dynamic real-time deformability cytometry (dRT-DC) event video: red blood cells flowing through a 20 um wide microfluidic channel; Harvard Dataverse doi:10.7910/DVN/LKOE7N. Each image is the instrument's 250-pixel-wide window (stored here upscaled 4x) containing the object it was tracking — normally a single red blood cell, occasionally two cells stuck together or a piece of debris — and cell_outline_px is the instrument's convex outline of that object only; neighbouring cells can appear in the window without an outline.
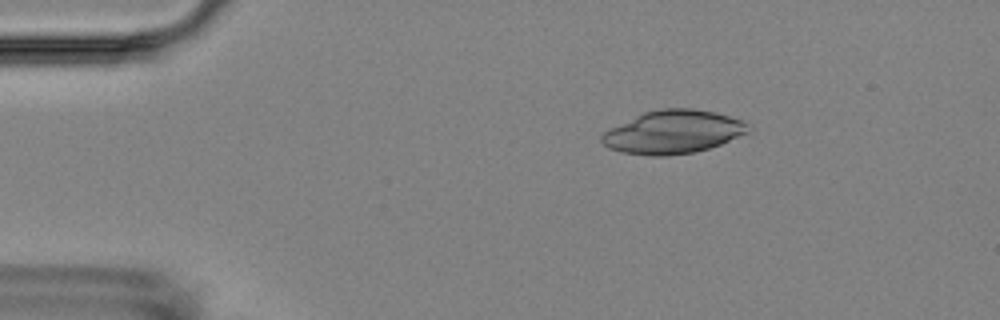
{"species": "Egyptian fruit bat (a non-hibernating species)", "species_latin": "Rousettus aegyptiacus", "temperature_condition": "room temperature", "stored_images_in_passage": 4, "camera_frame_rate_fps": 3000, "um_per_image_px": 0.085, "animal": {"sex": "female"}, "frame": {"image": 1, "passage_image": 2, "time_ms": 2.333, "image_size_px": [1000, 320], "cell_outline_px": [[752, 124], [748, 132], [720, 144], [696, 152], [668, 156], [652, 156], [620, 152], [608, 148], [600, 140], [600, 136], [604, 132], [644, 112], [660, 108], [692, 108], [712, 112], [728, 116]], "centroid_in_image_um": [57.21, 11.23], "position_along_channel_um": 27.8, "area_um2": 36.7}}